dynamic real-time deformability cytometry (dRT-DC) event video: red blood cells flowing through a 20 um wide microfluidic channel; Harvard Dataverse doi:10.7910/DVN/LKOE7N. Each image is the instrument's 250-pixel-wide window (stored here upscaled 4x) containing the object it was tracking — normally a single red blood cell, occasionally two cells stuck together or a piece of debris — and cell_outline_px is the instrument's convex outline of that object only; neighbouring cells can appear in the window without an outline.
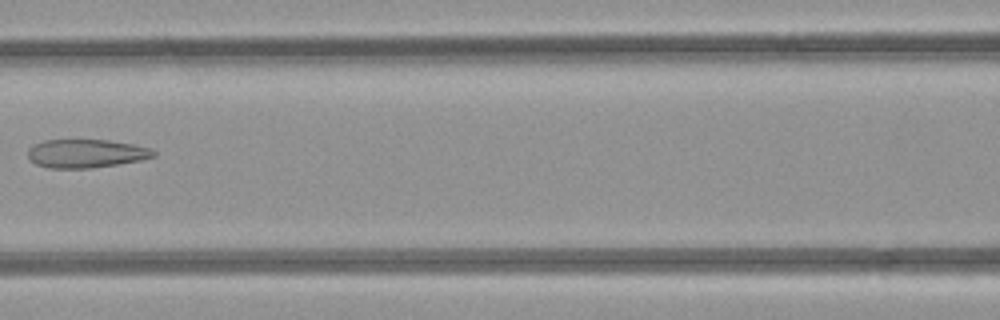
{"species": "common noctule bat (a hibernating species)", "species_latin": "Nyctalus noctula", "temperature_condition": "room temperature", "stored_images_in_passage": 7, "camera_frame_rate_fps": 3000, "um_per_image_px": 0.085, "animal": {"sex": "female", "body_mass_g": 21.9}, "frame": {"image": 1, "passage_image": 6, "time_ms": 6.667, "image_size_px": [1000, 320], "cell_outline_px": [[156, 156], [140, 160], [92, 168], [48, 168], [36, 164], [28, 156], [28, 148], [44, 140], [108, 140], [136, 144], [152, 148], [156, 152]], "centroid_in_image_um": [7.35, 13.04], "position_along_channel_um": 159.2, "area_um2": 20.87}}
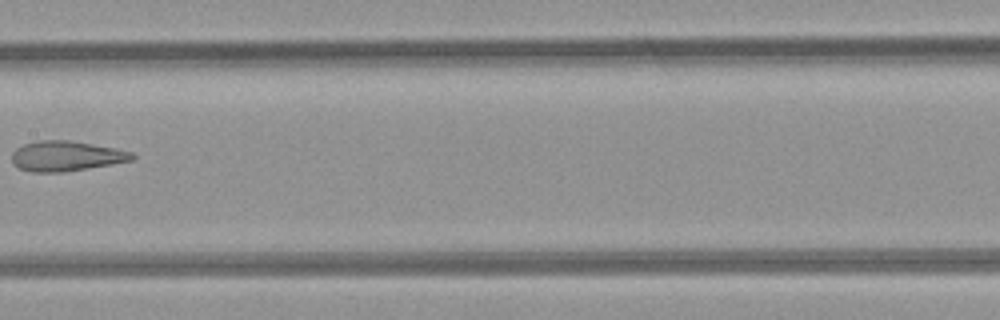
{"frame": {"image": 2, "passage_image": 7, "time_ms": 7.667, "image_size_px": [1000, 320], "cell_outline_px": [[136, 156], [132, 160], [112, 164], [64, 172], [32, 172], [20, 168], [12, 164], [12, 152], [16, 148], [24, 144], [36, 140], [68, 140], [116, 148], [132, 152]], "centroid_in_image_um": [5.6, 13.26], "position_along_channel_um": 201.8, "area_um2": 21.15}}